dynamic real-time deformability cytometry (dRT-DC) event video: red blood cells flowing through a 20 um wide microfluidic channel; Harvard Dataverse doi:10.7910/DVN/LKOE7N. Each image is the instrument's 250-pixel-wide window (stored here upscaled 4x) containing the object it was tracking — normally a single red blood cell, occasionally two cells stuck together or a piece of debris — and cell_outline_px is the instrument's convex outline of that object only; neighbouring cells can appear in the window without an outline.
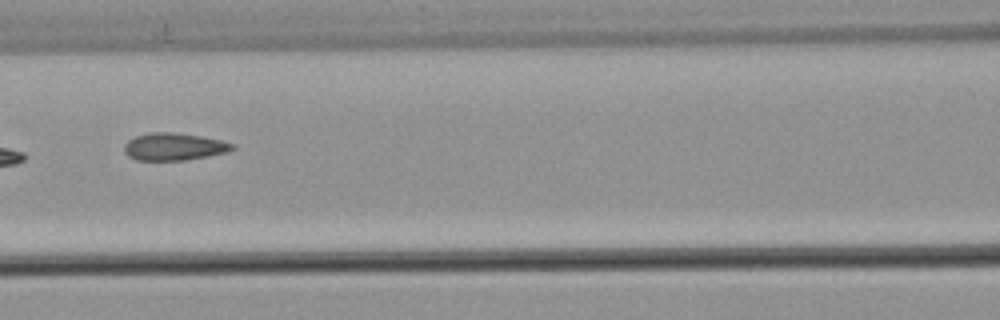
{"species": "common noctule bat (a hibernating species)", "species_latin": "Nyctalus noctula", "temperature_condition": "warm", "stored_images_in_passage": 8, "camera_frame_rate_fps": 3000, "um_per_image_px": 0.085, "animal": {"sex": "male", "body_mass_g": 21.5, "forearm_length_mm": 52.0}, "frame": {"image": 1, "passage_image": 6, "time_ms": 1.667, "image_size_px": [1000, 320], "cell_outline_px": [[236, 148], [228, 152], [208, 156], [184, 160], [136, 160], [128, 156], [124, 152], [124, 144], [128, 140], [136, 136], [148, 132], [172, 132], [200, 136], [220, 140], [236, 144]], "centroid_in_image_um": [14.79, 12.46], "position_along_channel_um": 151.8, "area_um2": 17.34}}
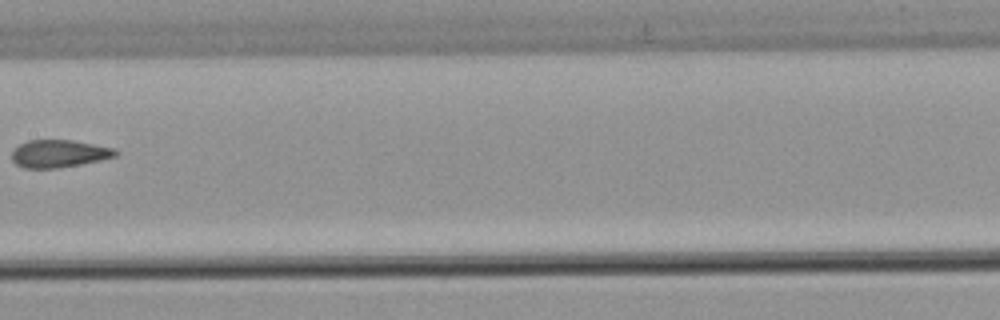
{"frame": {"image": 2, "passage_image": 7, "time_ms": 2.0, "image_size_px": [1000, 320], "cell_outline_px": [[120, 152], [116, 156], [100, 160], [80, 164], [56, 168], [24, 168], [16, 164], [12, 160], [12, 152], [20, 144], [28, 140], [72, 140], [116, 148]], "centroid_in_image_um": [5.04, 13.05], "position_along_channel_um": 202.4, "area_um2": 16.65}}